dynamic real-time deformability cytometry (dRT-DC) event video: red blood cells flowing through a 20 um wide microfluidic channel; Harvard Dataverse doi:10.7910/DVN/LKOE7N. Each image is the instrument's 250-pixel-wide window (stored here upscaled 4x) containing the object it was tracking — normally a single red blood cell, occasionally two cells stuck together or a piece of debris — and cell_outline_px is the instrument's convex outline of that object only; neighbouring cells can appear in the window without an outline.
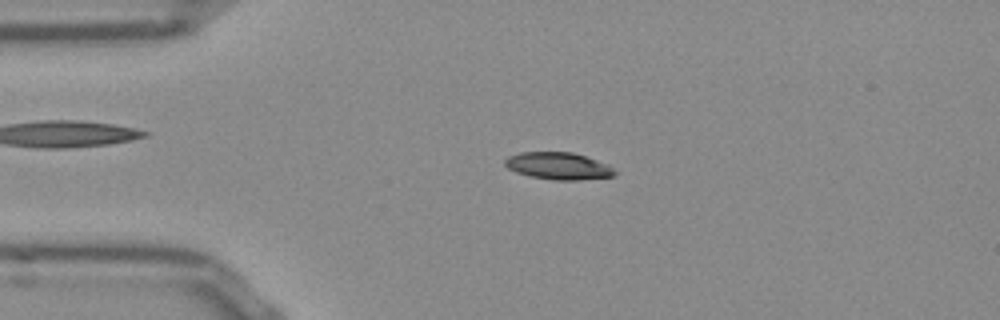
{"species": "Egyptian fruit bat (a non-hibernating species)", "species_latin": "Rousettus aegyptiacus", "temperature_condition": "room temperature", "stored_images_in_passage": 52, "camera_frame_rate_fps": 3000, "um_per_image_px": 0.085, "frame": {"image": 1, "passage_image": 11, "time_ms": 3.333, "image_size_px": [1000, 320], "cell_outline_px": [[616, 172], [612, 176], [580, 180], [556, 180], [528, 176], [516, 172], [508, 168], [504, 164], [504, 160], [508, 156], [520, 152], [572, 152], [608, 164]], "centroid_in_image_um": [47.42, 14.1], "position_along_channel_um": 37.6, "area_um2": 17.28}}
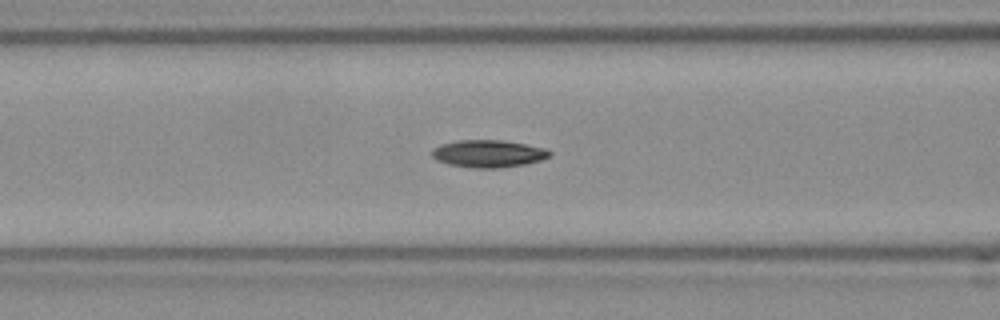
{"frame": {"image": 2, "passage_image": 20, "time_ms": 6.333, "image_size_px": [1000, 320], "cell_outline_px": [[552, 156], [540, 160], [524, 164], [500, 168], [472, 168], [448, 164], [436, 160], [432, 156], [432, 148], [440, 144], [460, 140], [500, 140], [524, 144], [544, 148], [552, 152]], "centroid_in_image_um": [41.49, 13.06], "position_along_channel_um": 125.1, "area_um2": 18.79}}
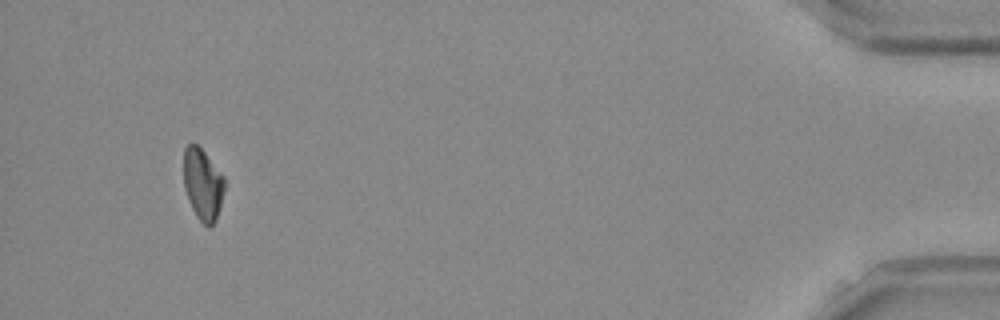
{"frame": {"image": 3, "passage_image": 49, "time_ms": 16.0, "image_size_px": [1000, 320], "cell_outline_px": [[224, 192], [216, 220], [208, 228], [196, 216], [188, 200], [184, 188], [184, 148], [188, 144], [196, 144], [204, 152], [224, 176]], "centroid_in_image_um": [17.23, 15.68], "position_along_channel_um": 418.0, "area_um2": 16.94}, "authors_computed_cell_mechanics": {"area_um2": 17.6868, "velocity_mm_per_s": 3.8396, "shape_relaxation_time_tau1_ms": 5.1071, "shape_relaxation_time_tau2_ms": null, "deformation_change_tau1": 0.1491, "deformation_change_tau2": null}}